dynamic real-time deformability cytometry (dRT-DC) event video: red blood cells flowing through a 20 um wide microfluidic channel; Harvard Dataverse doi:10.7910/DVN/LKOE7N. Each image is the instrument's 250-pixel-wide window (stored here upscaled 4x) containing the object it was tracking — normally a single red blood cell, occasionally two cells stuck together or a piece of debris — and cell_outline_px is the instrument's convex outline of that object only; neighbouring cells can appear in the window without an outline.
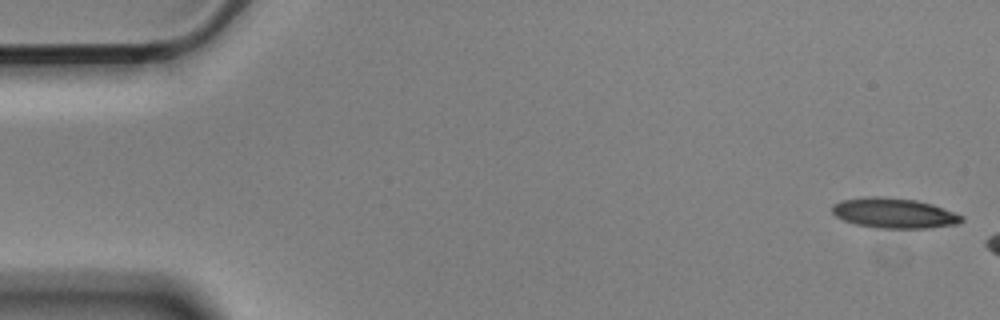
{"species": "Egyptian fruit bat (a non-hibernating species)", "species_latin": "Rousettus aegyptiacus", "temperature_condition": "cold", "stored_images_in_passage": 7, "camera_frame_rate_fps": 3000, "um_per_image_px": 0.085, "animal": {"sex": "male"}, "frame": {"image": 1, "passage_image": 1, "time_ms": 0.0, "image_size_px": [1000, 320], "cell_outline_px": [[964, 220], [956, 224], [928, 228], [880, 228], [856, 224], [844, 220], [836, 216], [832, 212], [832, 204], [840, 200], [868, 196], [880, 196], [916, 200], [932, 204], [964, 216]], "centroid_in_image_um": [75.98, 18.1], "position_along_channel_um": 9.0, "area_um2": 22.72}}